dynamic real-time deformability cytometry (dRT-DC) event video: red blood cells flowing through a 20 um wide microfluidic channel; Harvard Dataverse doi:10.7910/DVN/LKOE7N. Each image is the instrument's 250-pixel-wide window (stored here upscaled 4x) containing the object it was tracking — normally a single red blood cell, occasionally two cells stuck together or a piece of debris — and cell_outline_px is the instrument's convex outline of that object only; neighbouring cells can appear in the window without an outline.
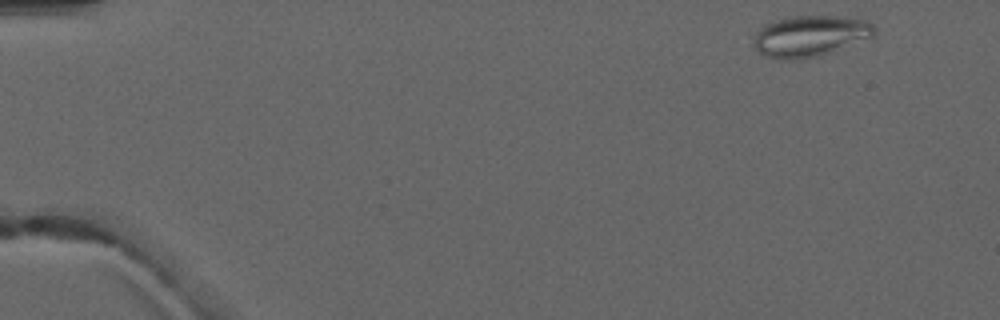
{"species": "common noctule bat (a hibernating species)", "species_latin": "Nyctalus noctula", "temperature_condition": "warm", "stored_images_in_passage": 4, "camera_frame_rate_fps": 3000, "um_per_image_px": 0.085, "animal": {"sex": "male", "forearm_length_mm": 52.5}, "frame": {"image": 1, "passage_image": 1, "time_ms": 0.0, "image_size_px": [1000, 320], "cell_outline_px": [[876, 32], [872, 36], [828, 52], [816, 56], [792, 60], [784, 60], [768, 56], [760, 52], [756, 48], [752, 40], [756, 32], [764, 24], [776, 20], [796, 16], [832, 16], [868, 20], [876, 28]], "centroid_in_image_um": [68.82, 3.04], "position_along_channel_um": 16.2, "area_um2": 28.32}}